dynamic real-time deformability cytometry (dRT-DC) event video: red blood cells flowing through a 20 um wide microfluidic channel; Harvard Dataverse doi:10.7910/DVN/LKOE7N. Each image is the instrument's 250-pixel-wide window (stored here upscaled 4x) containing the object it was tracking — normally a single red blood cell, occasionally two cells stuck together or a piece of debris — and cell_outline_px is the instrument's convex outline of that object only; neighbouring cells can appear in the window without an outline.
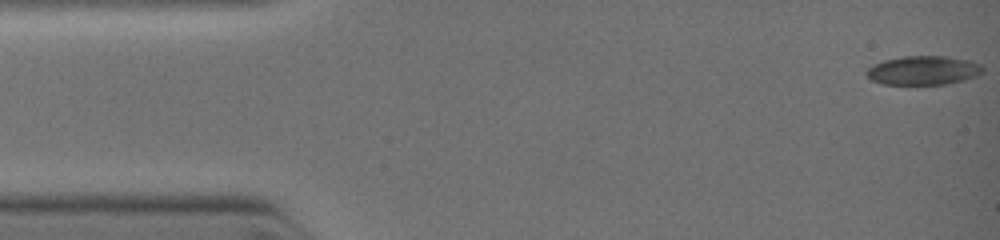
{"species": "common noctule bat (a hibernating species)", "species_latin": "Nyctalus noctula", "temperature_condition": "warm", "stored_images_in_passage": 4, "camera_frame_rate_fps": 3000, "um_per_image_px": 0.085, "animal": {"sex": "female", "body_mass_g": 19.0, "forearm_length_mm": 51.5}, "frame": {"image": 1, "passage_image": 1, "time_ms": 0.0, "image_size_px": [1000, 240], "cell_outline_px": [[984, 72], [976, 76], [964, 80], [944, 84], [884, 84], [872, 80], [864, 72], [872, 64], [884, 60], [904, 56], [948, 56], [972, 60], [980, 64], [984, 68]], "centroid_in_image_um": [78.51, 5.97], "position_along_channel_um": 6.5, "area_um2": 19.77}}
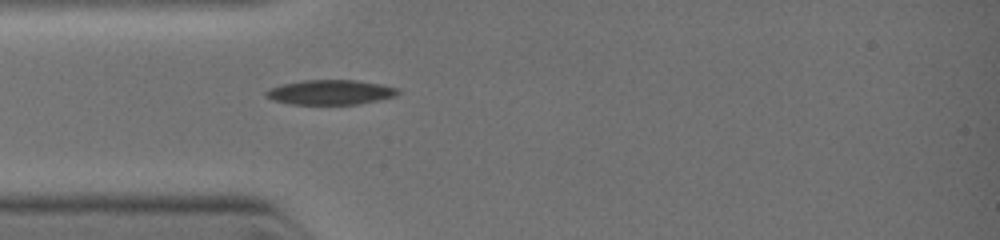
{"frame": {"image": 2, "passage_image": 4, "time_ms": 3.0, "image_size_px": [1000, 240], "cell_outline_px": [[400, 92], [396, 96], [380, 100], [356, 104], [292, 104], [272, 100], [264, 96], [264, 92], [272, 88], [284, 84], [304, 80], [356, 80], [380, 84], [396, 88]], "centroid_in_image_um": [28.09, 7.84], "position_along_channel_um": 56.9, "area_um2": 18.9}}